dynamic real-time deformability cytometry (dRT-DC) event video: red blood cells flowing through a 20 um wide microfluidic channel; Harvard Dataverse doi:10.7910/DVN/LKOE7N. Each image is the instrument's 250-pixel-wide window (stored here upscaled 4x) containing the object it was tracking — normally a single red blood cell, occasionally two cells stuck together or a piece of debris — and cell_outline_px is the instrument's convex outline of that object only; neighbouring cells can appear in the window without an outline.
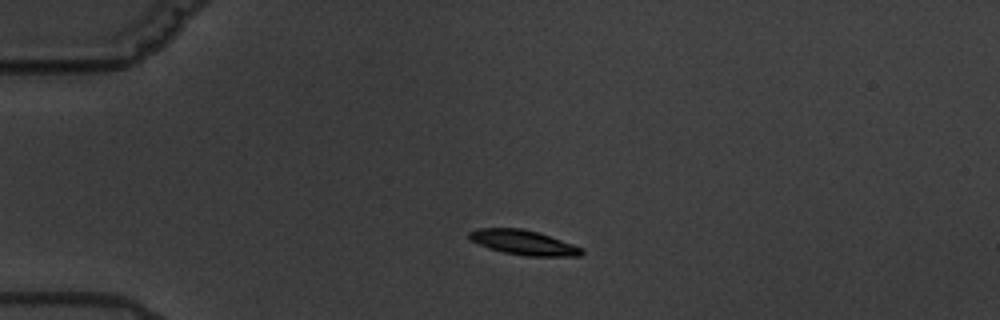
{"species": "common noctule bat (a hibernating species)", "species_latin": "Nyctalus noctula", "temperature_condition": "warm", "stored_images_in_passage": 4, "camera_frame_rate_fps": 3000, "um_per_image_px": 0.085, "animal": {"sex": "male", "body_mass_g": 19.5, "forearm_length_mm": 54.6}, "frame": {"image": 1, "passage_image": 3, "time_ms": 2.333, "image_size_px": [1000, 320], "cell_outline_px": [[584, 252], [580, 256], [528, 256], [504, 252], [488, 248], [472, 240], [468, 236], [468, 232], [476, 228], [520, 228], [536, 232], [572, 244], [580, 248]], "centroid_in_image_um": [44.46, 20.61], "position_along_channel_um": 40.5, "area_um2": 15.84}}